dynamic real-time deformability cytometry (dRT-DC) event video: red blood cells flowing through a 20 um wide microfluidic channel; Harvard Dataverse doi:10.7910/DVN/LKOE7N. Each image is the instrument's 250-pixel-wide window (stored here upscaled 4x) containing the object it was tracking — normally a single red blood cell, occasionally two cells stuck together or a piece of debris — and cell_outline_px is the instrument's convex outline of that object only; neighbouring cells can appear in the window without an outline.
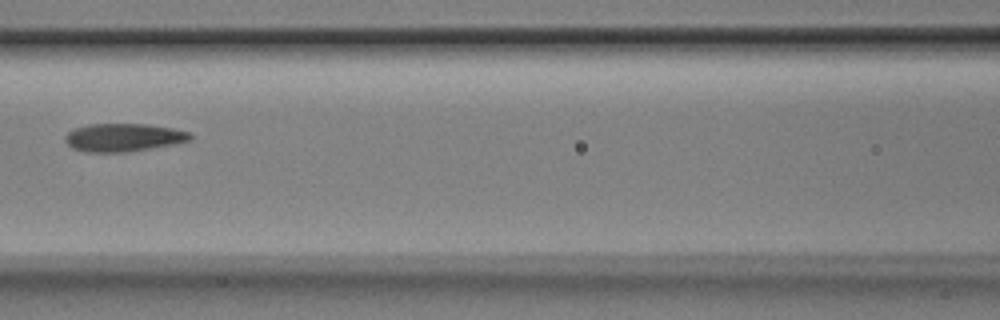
{"species": "Egyptian fruit bat (a non-hibernating species)", "species_latin": "Rousettus aegyptiacus", "temperature_condition": "room temperature", "stored_images_in_passage": 7, "camera_frame_rate_fps": 3000, "um_per_image_px": 0.085, "animal": {"sex": "male"}, "frame": {"image": 1, "passage_image": 7, "time_ms": 2.0, "image_size_px": [1000, 320], "cell_outline_px": [[192, 140], [176, 144], [128, 152], [84, 152], [72, 148], [64, 140], [64, 136], [72, 128], [88, 124], [148, 124], [172, 128], [188, 132], [192, 136]], "centroid_in_image_um": [10.47, 11.69], "position_along_channel_um": 156.1, "area_um2": 20.69}}